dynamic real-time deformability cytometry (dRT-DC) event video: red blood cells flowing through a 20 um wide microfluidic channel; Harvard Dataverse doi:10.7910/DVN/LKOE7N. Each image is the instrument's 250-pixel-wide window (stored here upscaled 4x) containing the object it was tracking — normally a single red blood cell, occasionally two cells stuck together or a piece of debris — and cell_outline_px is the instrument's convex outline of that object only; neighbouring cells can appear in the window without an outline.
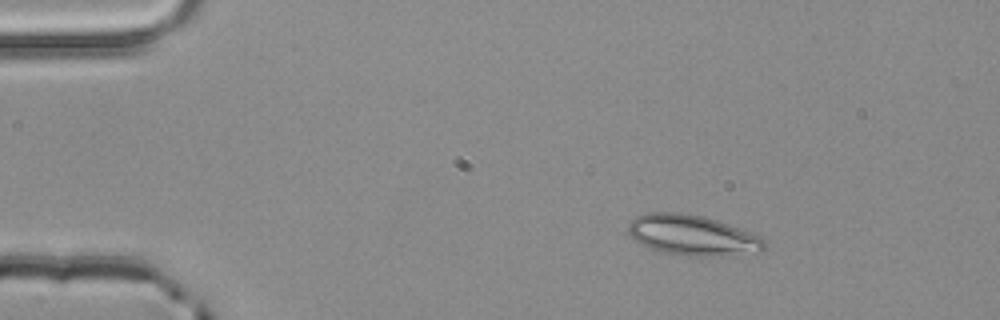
{"species": "common noctule bat (a hibernating species)", "species_latin": "Nyctalus noctula", "temperature_condition": "room temperature", "stored_images_in_passage": 3, "segment_of_instrument_passage": [1, 2], "camera_frame_rate_fps": 3000, "um_per_image_px": 0.085, "animal": {"sex": "male", "body_mass_g": 20.4}, "frame": {"image": 1, "passage_image": 1, "time_ms": 0.0, "image_size_px": [1000, 320], "cell_outline_px": [[764, 248], [760, 252], [712, 256], [688, 256], [648, 248], [640, 244], [628, 232], [628, 224], [636, 216], [648, 212], [680, 212], [704, 216], [728, 224], [760, 236], [764, 240]], "centroid_in_image_um": [58.83, 19.98], "position_along_channel_um": 26.2, "area_um2": 31.79}}